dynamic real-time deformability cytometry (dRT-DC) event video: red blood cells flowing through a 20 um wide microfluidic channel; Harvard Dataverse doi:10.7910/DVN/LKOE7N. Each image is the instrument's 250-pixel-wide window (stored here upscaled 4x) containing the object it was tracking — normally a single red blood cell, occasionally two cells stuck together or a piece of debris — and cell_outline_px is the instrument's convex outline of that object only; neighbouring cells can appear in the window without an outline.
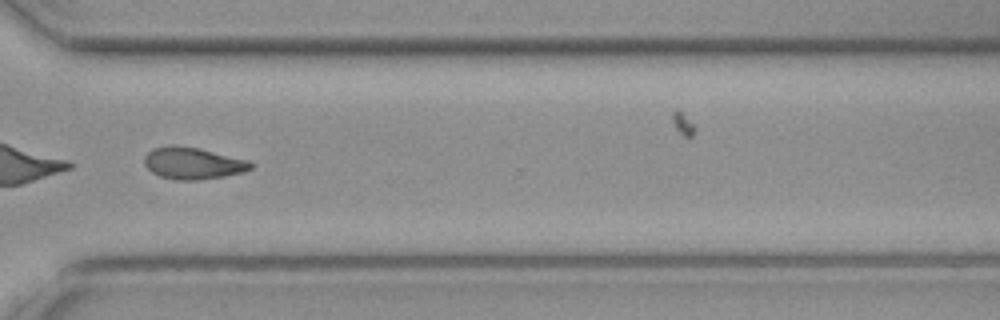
{"species": "common noctule bat (a hibernating species)", "species_latin": "Nyctalus noctula", "temperature_condition": "cold", "stored_images_in_passage": 30, "camera_frame_rate_fps": 3000, "um_per_image_px": 0.085, "animal": {"sex": "female", "body_mass_g": 19.3, "forearm_length_mm": 54.1}, "frame": {"image": 1, "passage_image": 22, "time_ms": 7.0, "image_size_px": [1000, 320], "cell_outline_px": [[252, 168], [244, 172], [224, 176], [196, 180], [176, 180], [160, 176], [152, 172], [144, 164], [144, 156], [152, 148], [168, 144], [172, 144], [196, 148], [248, 160], [252, 164]], "centroid_in_image_um": [16.35, 13.87], "position_along_channel_um": 354.3, "area_um2": 19.65}}